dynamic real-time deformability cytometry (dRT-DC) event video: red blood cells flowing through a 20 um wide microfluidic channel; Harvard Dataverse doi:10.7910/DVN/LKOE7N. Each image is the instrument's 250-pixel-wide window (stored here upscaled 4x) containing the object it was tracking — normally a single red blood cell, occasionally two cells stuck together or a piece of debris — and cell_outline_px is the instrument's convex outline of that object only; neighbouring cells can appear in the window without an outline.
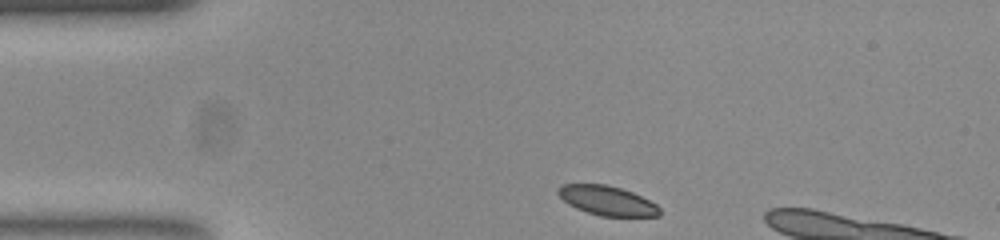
{"species": "common noctule bat (a hibernating species)", "species_latin": "Nyctalus noctula", "temperature_condition": "room temperature", "stored_images_in_passage": 36, "camera_frame_rate_fps": 3000, "um_per_image_px": 0.085, "animal": {"sex": "female", "body_mass_g": 23.0, "forearm_length_mm": 53.4}, "frame": {"image": 1, "passage_image": 1, "time_ms": 0.0, "image_size_px": [1000, 240], "cell_outline_px": [[660, 216], [600, 216], [576, 208], [568, 204], [556, 192], [556, 188], [564, 184], [608, 184], [632, 192], [656, 204], [660, 208]], "centroid_in_image_um": [51.59, 17.04], "position_along_channel_um": 33.4, "area_um2": 17.34}}
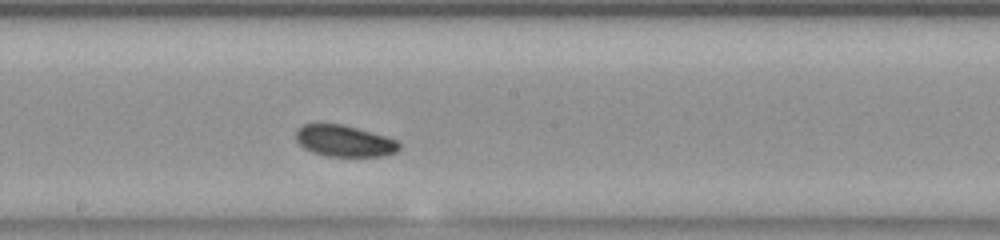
{"frame": {"image": 2, "passage_image": 19, "time_ms": 6.0, "image_size_px": [1000, 240], "cell_outline_px": [[400, 148], [396, 152], [380, 156], [328, 156], [312, 152], [304, 148], [296, 140], [296, 128], [304, 124], [344, 124], [384, 136], [396, 140], [400, 144]], "centroid_in_image_um": [29.24, 11.98], "position_along_channel_um": 219.0, "area_um2": 18.79}}
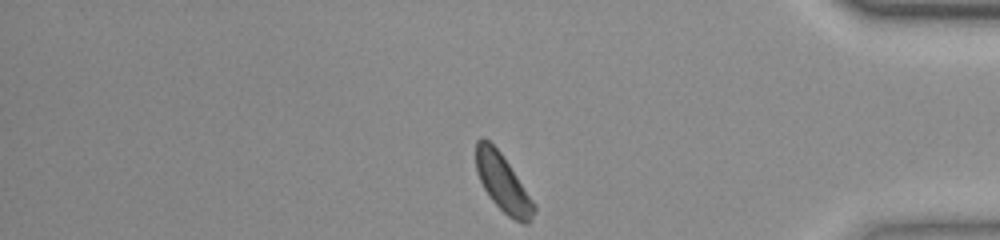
{"frame": {"image": 3, "passage_image": 35, "time_ms": 11.333, "image_size_px": [1000, 240], "cell_outline_px": [[536, 212], [528, 224], [524, 224], [508, 216], [492, 200], [484, 188], [476, 172], [476, 140], [480, 136], [484, 136], [500, 152], [532, 200], [536, 208]], "centroid_in_image_um": [42.72, 15.54], "position_along_channel_um": 392.5, "area_um2": 19.02}}